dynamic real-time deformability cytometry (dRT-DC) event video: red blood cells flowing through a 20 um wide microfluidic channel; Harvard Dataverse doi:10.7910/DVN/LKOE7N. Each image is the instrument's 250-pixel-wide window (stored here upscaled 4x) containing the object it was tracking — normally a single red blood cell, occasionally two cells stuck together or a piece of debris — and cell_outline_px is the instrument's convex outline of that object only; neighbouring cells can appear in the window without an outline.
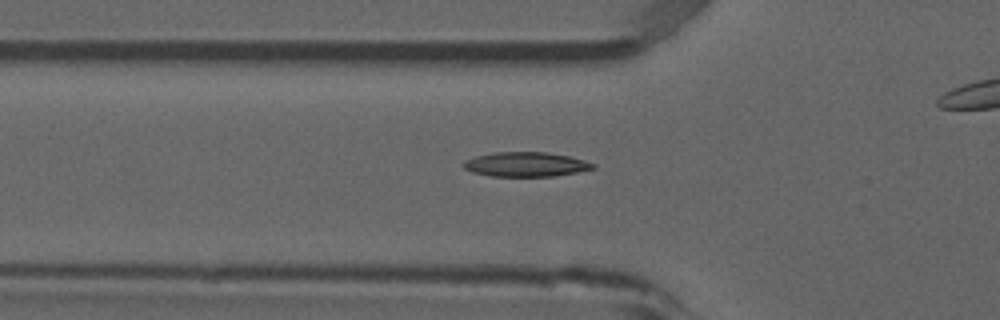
{"species": "common noctule bat (a hibernating species)", "species_latin": "Nyctalus noctula", "temperature_condition": "room temperature", "stored_images_in_passage": 33, "camera_frame_rate_fps": 3000, "um_per_image_px": 0.085, "animal": {"sex": "male", "forearm_length_mm": 52.5}, "frame": {"image": 1, "passage_image": 6, "time_ms": 1.667, "image_size_px": [1000, 320], "cell_outline_px": [[596, 168], [556, 176], [492, 176], [472, 172], [464, 168], [464, 160], [476, 156], [496, 152], [548, 152], [568, 156], [584, 160], [596, 164]], "centroid_in_image_um": [44.71, 13.97], "position_along_channel_um": 81.1, "area_um2": 18.44}}
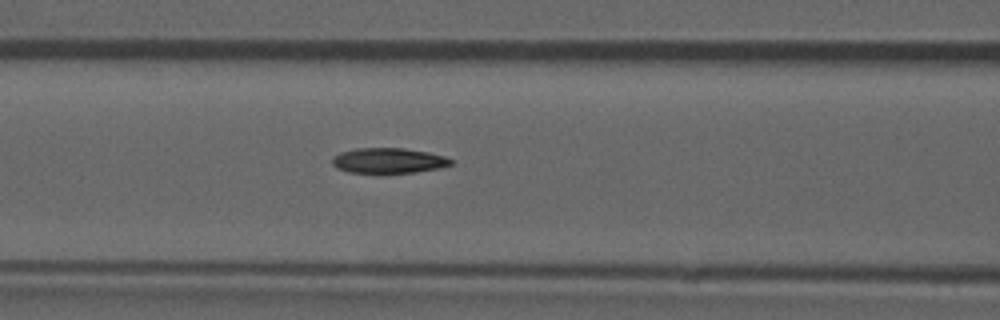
{"frame": {"image": 2, "passage_image": 10, "time_ms": 3.0, "image_size_px": [1000, 320], "cell_outline_px": [[452, 164], [440, 168], [416, 172], [348, 172], [336, 168], [332, 164], [332, 156], [340, 152], [356, 148], [404, 148], [428, 152], [444, 156], [452, 160]], "centroid_in_image_um": [33.0, 13.64], "position_along_channel_um": 133.6, "area_um2": 17.4}}